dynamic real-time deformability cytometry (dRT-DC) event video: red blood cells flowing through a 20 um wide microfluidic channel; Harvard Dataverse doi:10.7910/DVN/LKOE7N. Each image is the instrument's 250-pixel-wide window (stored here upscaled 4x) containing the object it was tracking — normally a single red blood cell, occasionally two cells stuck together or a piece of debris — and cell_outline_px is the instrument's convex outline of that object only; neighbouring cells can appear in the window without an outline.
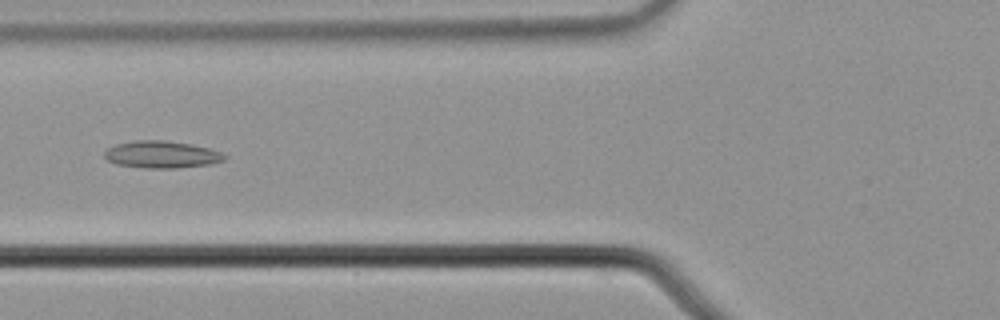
{"species": "common noctule bat (a hibernating species)", "species_latin": "Nyctalus noctula", "temperature_condition": "cold", "stored_images_in_passage": 54, "camera_frame_rate_fps": 3000, "um_per_image_px": 0.085, "animal": {"sex": "male", "body_mass_g": 21.5, "forearm_length_mm": 52.0}, "frame": {"image": 1, "passage_image": 21, "time_ms": 6.667, "image_size_px": [1000, 320], "cell_outline_px": [[228, 156], [224, 160], [212, 164], [176, 168], [144, 168], [116, 164], [108, 160], [104, 156], [104, 152], [108, 148], [116, 144], [136, 140], [164, 140], [192, 144], [208, 148], [220, 152]], "centroid_in_image_um": [13.75, 13.13], "position_along_channel_um": 112.1, "area_um2": 19.02}}
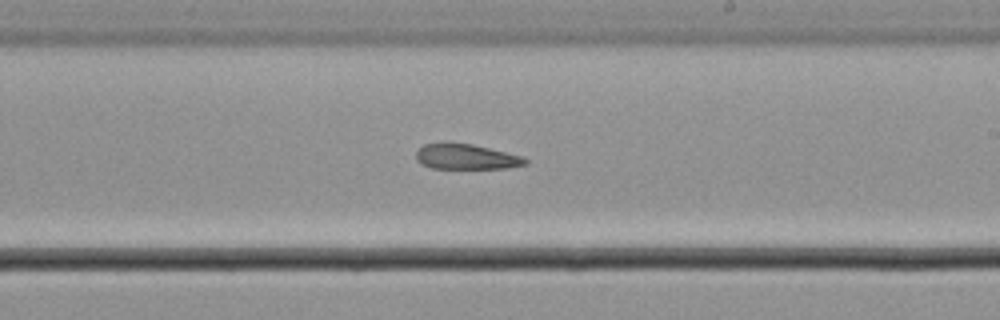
{"frame": {"image": 2, "passage_image": 32, "time_ms": 10.333, "image_size_px": [1000, 320], "cell_outline_px": [[528, 164], [508, 168], [432, 168], [416, 160], [416, 152], [424, 144], [444, 140], [448, 140], [472, 144], [520, 156], [528, 160]], "centroid_in_image_um": [39.57, 13.29], "position_along_channel_um": 249.4, "area_um2": 16.3}}
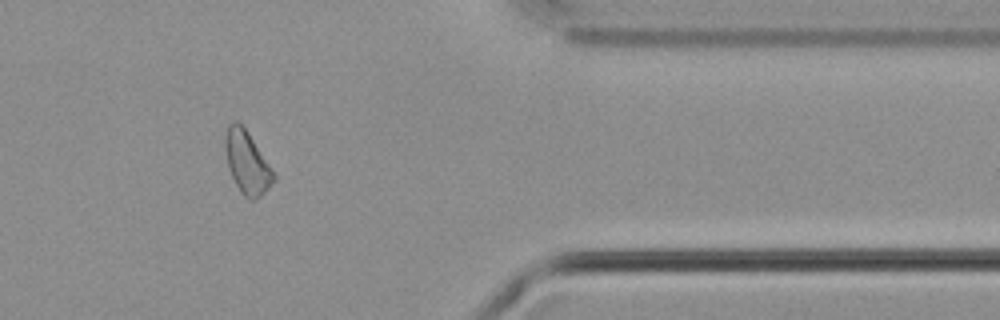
{"frame": {"image": 3, "passage_image": 45, "time_ms": 14.667, "image_size_px": [1000, 320], "cell_outline_px": [[276, 180], [256, 200], [248, 200], [240, 192], [228, 168], [224, 148], [224, 136], [228, 124], [232, 120], [236, 120], [248, 132], [276, 176]], "centroid_in_image_um": [20.97, 13.81], "position_along_channel_um": 390.4, "area_um2": 17.69}}